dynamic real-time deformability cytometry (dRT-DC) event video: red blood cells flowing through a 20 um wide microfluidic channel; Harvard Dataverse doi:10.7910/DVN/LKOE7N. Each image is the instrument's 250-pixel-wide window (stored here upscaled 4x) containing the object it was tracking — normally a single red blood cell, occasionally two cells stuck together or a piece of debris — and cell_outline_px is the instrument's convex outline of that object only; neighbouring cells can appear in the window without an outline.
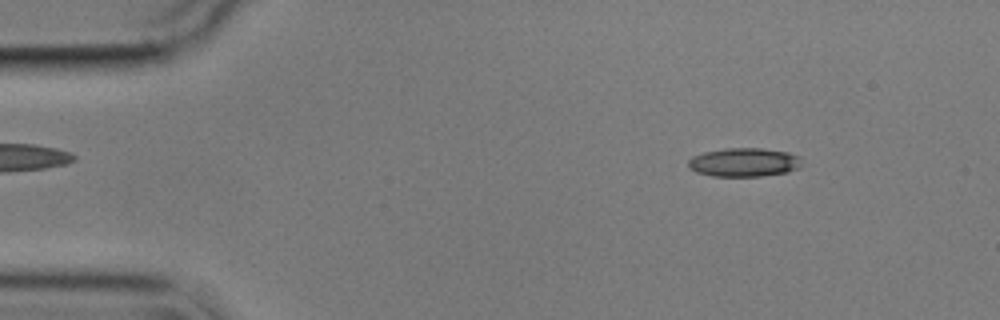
{"species": "common noctule bat (a hibernating species)", "species_latin": "Nyctalus noctula", "temperature_condition": "cold", "stored_images_in_passage": 22, "camera_frame_rate_fps": 3000, "um_per_image_px": 0.085, "animal": {"sex": "male", "body_mass_g": 17.9}, "frame": {"image": 1, "passage_image": 7, "time_ms": 2.0, "image_size_px": [1000, 320], "cell_outline_px": [[800, 168], [788, 172], [760, 176], [712, 176], [696, 172], [688, 168], [688, 160], [692, 156], [704, 152], [724, 148], [764, 148], [788, 152], [800, 156]], "centroid_in_image_um": [63.23, 13.79], "position_along_channel_um": 21.8, "area_um2": 19.19}}
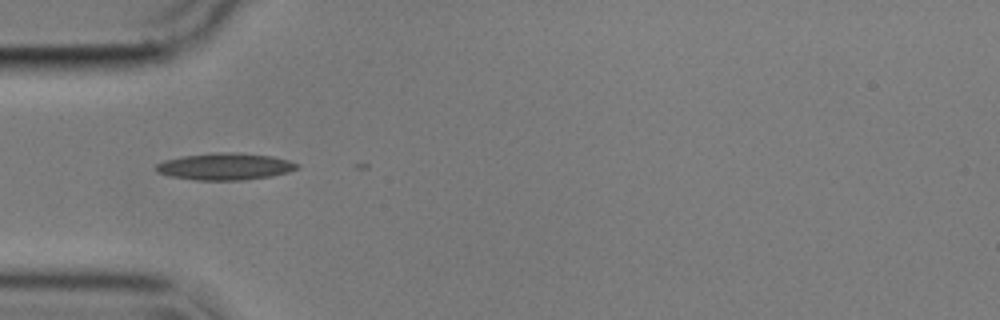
{"frame": {"image": 2, "passage_image": 17, "time_ms": 5.333, "image_size_px": [1000, 320], "cell_outline_px": [[300, 168], [288, 172], [272, 176], [244, 180], [196, 180], [172, 176], [156, 172], [156, 164], [164, 160], [184, 156], [228, 152], [236, 152], [272, 156], [288, 160], [300, 164]], "centroid_in_image_um": [19.18, 14.16], "position_along_channel_um": 65.8, "area_um2": 21.96}}
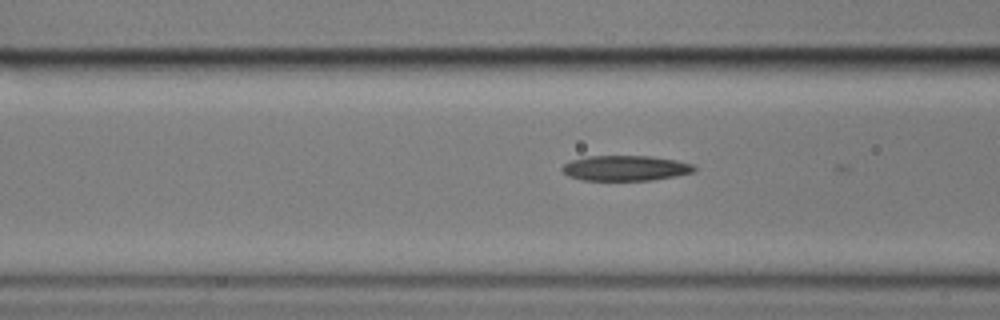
{"frame": {"image": 3, "passage_image": 21, "time_ms": 6.667, "image_size_px": [1000, 320], "cell_outline_px": [[696, 168], [692, 172], [676, 176], [652, 180], [584, 180], [568, 176], [560, 168], [564, 164], [572, 160], [588, 156], [648, 156], [676, 160], [692, 164]], "centroid_in_image_um": [53.15, 14.29], "position_along_channel_um": 113.5, "area_um2": 19.31}}